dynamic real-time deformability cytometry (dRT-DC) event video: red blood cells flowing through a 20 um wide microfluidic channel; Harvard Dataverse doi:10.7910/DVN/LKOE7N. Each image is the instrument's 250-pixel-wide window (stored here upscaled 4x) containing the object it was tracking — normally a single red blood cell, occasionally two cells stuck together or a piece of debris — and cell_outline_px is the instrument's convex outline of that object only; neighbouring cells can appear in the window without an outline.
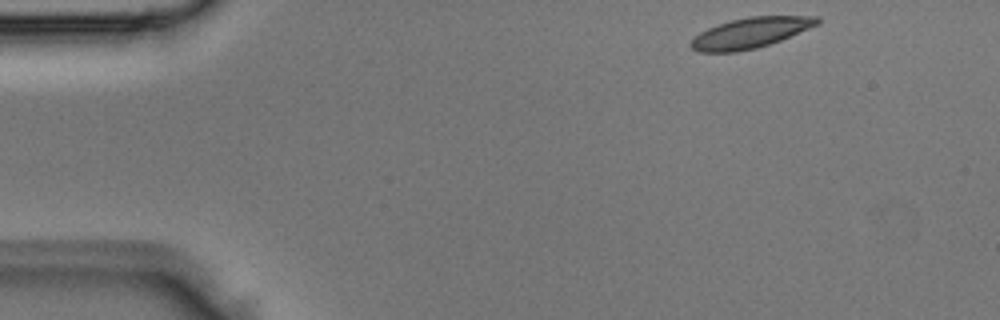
{"species": "Egyptian fruit bat (a non-hibernating species)", "species_latin": "Rousettus aegyptiacus", "temperature_condition": "room temperature", "stored_images_in_passage": 4, "segment_of_instrument_passage": [1, 2], "camera_frame_rate_fps": 3000, "um_per_image_px": 0.085, "animal": {"sex": "male"}, "frame": {"image": 1, "passage_image": 1, "time_ms": 0.0, "image_size_px": [1000, 320], "cell_outline_px": [[820, 24], [780, 40], [756, 48], [736, 52], [696, 52], [688, 44], [700, 32], [708, 28], [732, 20], [748, 16], [820, 16]], "centroid_in_image_um": [63.79, 2.79], "position_along_channel_um": 21.2, "area_um2": 22.31}}